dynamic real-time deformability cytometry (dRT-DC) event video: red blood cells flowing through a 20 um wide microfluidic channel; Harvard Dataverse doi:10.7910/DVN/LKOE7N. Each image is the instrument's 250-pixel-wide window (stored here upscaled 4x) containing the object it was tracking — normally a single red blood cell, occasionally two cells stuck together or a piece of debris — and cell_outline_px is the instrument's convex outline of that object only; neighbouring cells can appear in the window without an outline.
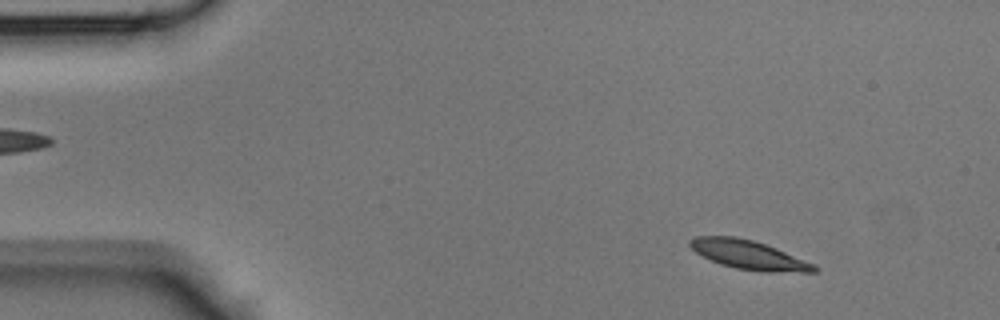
{"species": "Egyptian fruit bat (a non-hibernating species)", "species_latin": "Rousettus aegyptiacus", "temperature_condition": "room temperature", "stored_images_in_passage": 45, "camera_frame_rate_fps": 3000, "um_per_image_px": 0.085, "animal": {"sex": "male"}, "frame": {"image": 1, "passage_image": 5, "time_ms": 1.333, "image_size_px": [1000, 320], "cell_outline_px": [[816, 272], [760, 272], [736, 268], [720, 264], [696, 252], [688, 244], [688, 240], [696, 236], [736, 236], [752, 240], [776, 248], [816, 264]], "centroid_in_image_um": [63.65, 21.66], "position_along_channel_um": 21.3, "area_um2": 20.92}}
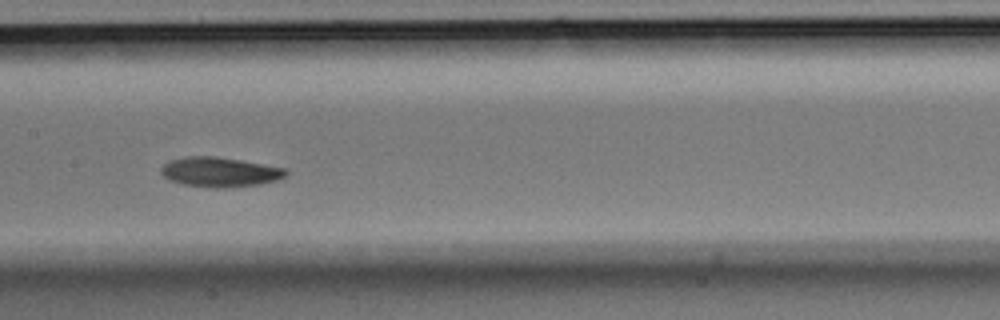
{"frame": {"image": 2, "passage_image": 22, "time_ms": 7.0, "image_size_px": [1000, 320], "cell_outline_px": [[288, 172], [284, 176], [276, 180], [260, 184], [228, 188], [212, 188], [184, 184], [168, 180], [160, 172], [160, 168], [168, 160], [188, 156], [216, 156], [288, 168]], "centroid_in_image_um": [18.67, 14.62], "position_along_channel_um": 188.7, "area_um2": 21.79}}
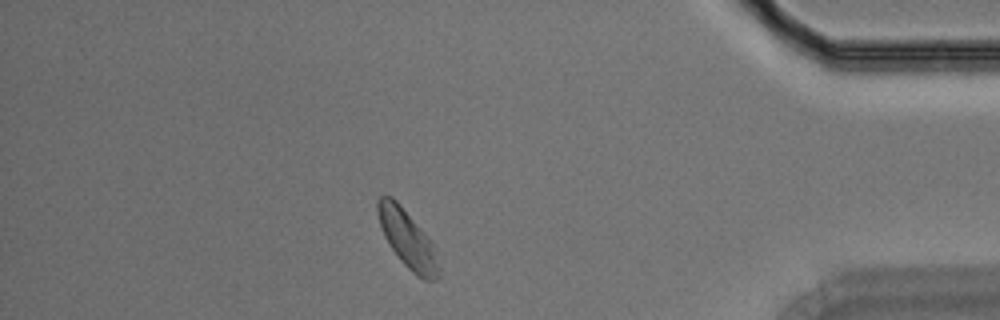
{"frame": {"image": 3, "passage_image": 39, "time_ms": 12.667, "image_size_px": [1000, 320], "cell_outline_px": [[440, 276], [436, 280], [424, 280], [416, 276], [400, 260], [384, 236], [376, 212], [376, 200], [380, 196], [392, 196], [396, 200], [420, 228], [436, 248], [440, 268]], "centroid_in_image_um": [34.65, 20.35], "position_along_channel_um": 400.6, "area_um2": 20.46}}